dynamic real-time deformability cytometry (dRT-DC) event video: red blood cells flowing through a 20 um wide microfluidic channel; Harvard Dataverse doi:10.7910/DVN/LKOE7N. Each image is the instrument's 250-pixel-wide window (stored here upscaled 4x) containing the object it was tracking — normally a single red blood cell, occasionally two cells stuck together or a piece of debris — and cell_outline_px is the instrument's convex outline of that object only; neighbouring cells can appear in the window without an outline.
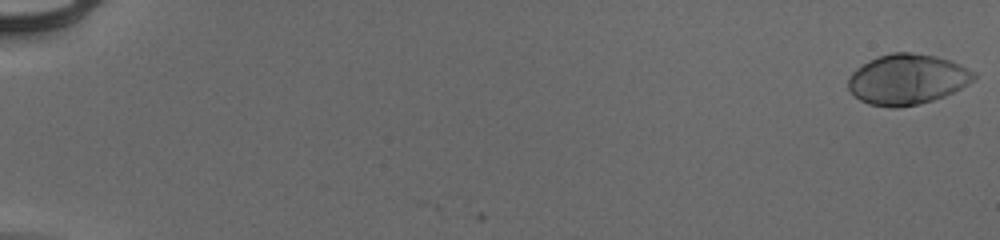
{"species": "human", "species_latin": "Homo sapiens", "temperature_condition": "cold", "stored_images_in_passage": 55, "camera_frame_rate_fps": 3000, "um_per_image_px": 0.085, "donor": {"sex": "male"}, "frame": {"image": 1, "passage_image": 1, "time_ms": 0.0, "image_size_px": [1000, 240], "cell_outline_px": [[976, 76], [972, 80], [960, 88], [944, 96], [932, 100], [916, 104], [896, 108], [868, 104], [860, 100], [848, 88], [848, 80], [852, 72], [856, 68], [868, 60], [892, 52], [912, 52], [936, 56], [952, 60], [976, 72]], "centroid_in_image_um": [77.11, 6.72], "position_along_channel_um": 7.9, "area_um2": 36.76}}
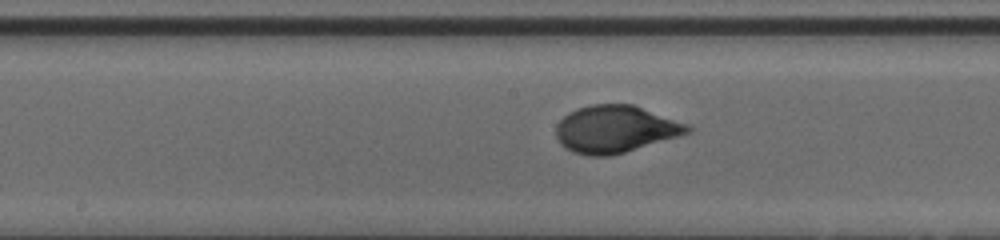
{"frame": {"image": 2, "passage_image": 31, "time_ms": 10.0, "image_size_px": [1000, 240], "cell_outline_px": [[692, 132], [624, 152], [608, 156], [588, 156], [564, 148], [560, 144], [556, 136], [556, 124], [568, 112], [576, 108], [592, 104], [632, 104], [688, 124], [692, 128]], "centroid_in_image_um": [52.27, 10.97], "position_along_channel_um": 195.9, "area_um2": 36.07}}
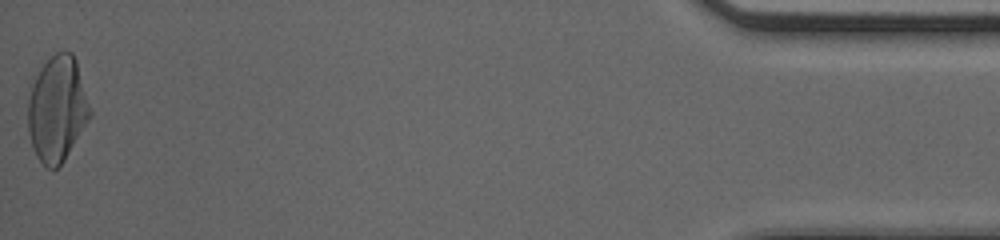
{"frame": {"image": 3, "passage_image": 55, "time_ms": 18.0, "image_size_px": [1000, 240], "cell_outline_px": [[92, 116], [64, 160], [52, 172], [44, 168], [36, 156], [32, 148], [28, 132], [28, 100], [32, 84], [40, 68], [56, 52], [72, 52], [76, 60], [92, 112]], "centroid_in_image_um": [4.86, 9.32], "position_along_channel_um": 430.3, "area_um2": 38.38}, "authors_computed_cell_mechanics": {"area_um2": 35.547, "velocity_mm_per_s": 3.938, "shape_relaxation_time_tau1_ms": 3.7508, "shape_relaxation_time_tau2_ms": null, "deformation_change_tau1": 0.1833, "deformation_change_tau2": null}}